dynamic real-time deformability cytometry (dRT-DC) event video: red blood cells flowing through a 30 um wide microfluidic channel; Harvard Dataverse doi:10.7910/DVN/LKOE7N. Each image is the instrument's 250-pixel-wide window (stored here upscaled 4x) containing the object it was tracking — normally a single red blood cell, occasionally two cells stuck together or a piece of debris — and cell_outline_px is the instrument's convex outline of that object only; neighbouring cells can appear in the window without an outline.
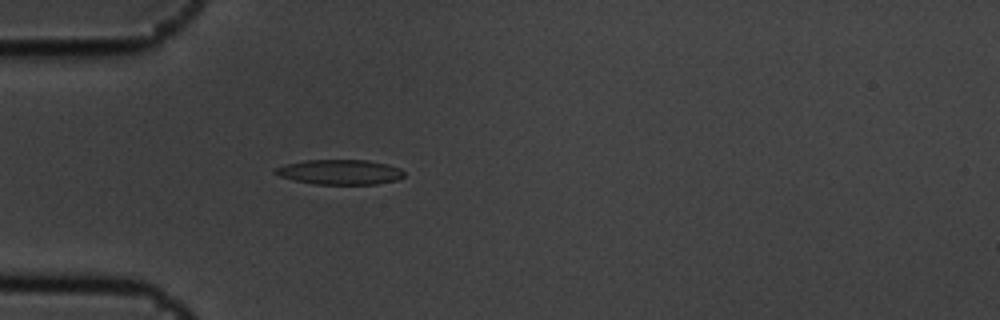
{"species": "common noctule bat (a hibernating species)", "species_latin": "Nyctalus noctula", "temperature_condition": "cold", "stored_images_in_passage": 5, "camera_frame_rate_fps": 3000, "um_per_image_px": 0.085, "animal": {"sex": "male", "body_mass_g": 19.5, "forearm_length_mm": 54.6}, "frame": {"image": 1, "passage_image": 5, "time_ms": 1.333, "image_size_px": [1000, 320], "cell_outline_px": [[404, 176], [396, 180], [376, 184], [316, 184], [296, 180], [280, 176], [272, 172], [276, 168], [284, 164], [304, 160], [368, 160], [388, 164], [400, 168], [404, 172]], "centroid_in_image_um": [28.9, 14.61], "position_along_channel_um": 56.1, "area_um2": 18.67}}